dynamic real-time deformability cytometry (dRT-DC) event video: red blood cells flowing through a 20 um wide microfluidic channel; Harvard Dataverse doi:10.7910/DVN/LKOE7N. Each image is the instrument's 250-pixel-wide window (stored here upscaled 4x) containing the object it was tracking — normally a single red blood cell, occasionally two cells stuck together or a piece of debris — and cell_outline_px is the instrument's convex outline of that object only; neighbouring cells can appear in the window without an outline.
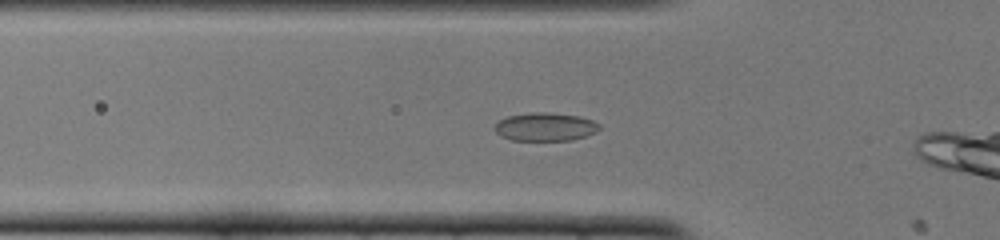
{"species": "common noctule bat (a hibernating species)", "species_latin": "Nyctalus noctula", "temperature_condition": "cold", "stored_images_in_passage": 9, "camera_frame_rate_fps": 3000, "um_per_image_px": 0.085, "animal": {"sex": "female", "body_mass_g": 22.0, "forearm_length_mm": 56.7}, "frame": {"image": 1, "passage_image": 8, "time_ms": 2.333, "image_size_px": [1000, 240], "cell_outline_px": [[600, 128], [596, 132], [572, 140], [512, 140], [500, 136], [492, 128], [500, 120], [508, 116], [532, 112], [548, 112], [580, 116], [592, 120], [600, 124]], "centroid_in_image_um": [46.34, 10.77], "position_along_channel_um": 79.5, "area_um2": 17.28}}